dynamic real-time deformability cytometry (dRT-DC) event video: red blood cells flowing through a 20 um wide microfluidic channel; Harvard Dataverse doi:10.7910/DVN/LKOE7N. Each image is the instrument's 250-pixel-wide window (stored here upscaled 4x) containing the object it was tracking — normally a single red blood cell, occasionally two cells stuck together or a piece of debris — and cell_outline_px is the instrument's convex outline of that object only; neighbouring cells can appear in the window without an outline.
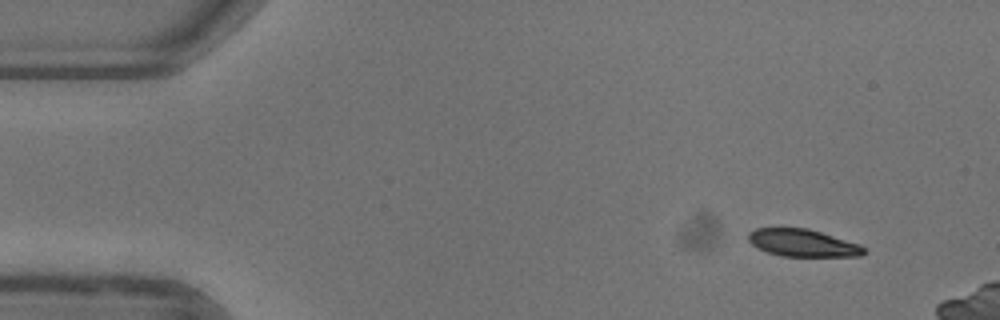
{"species": "common noctule bat (a hibernating species)", "species_latin": "Nyctalus noctula", "temperature_condition": "warm", "stored_images_in_passage": 12, "camera_frame_rate_fps": 3000, "um_per_image_px": 0.085, "animal": {"sex": "female"}, "frame": {"image": 1, "passage_image": 1, "time_ms": 0.0, "image_size_px": [1000, 320], "cell_outline_px": [[868, 252], [860, 256], [780, 256], [768, 252], [752, 244], [748, 240], [748, 232], [756, 228], [808, 228], [860, 244]], "centroid_in_image_um": [68.25, 20.65], "position_along_channel_um": 16.8, "area_um2": 18.38}}
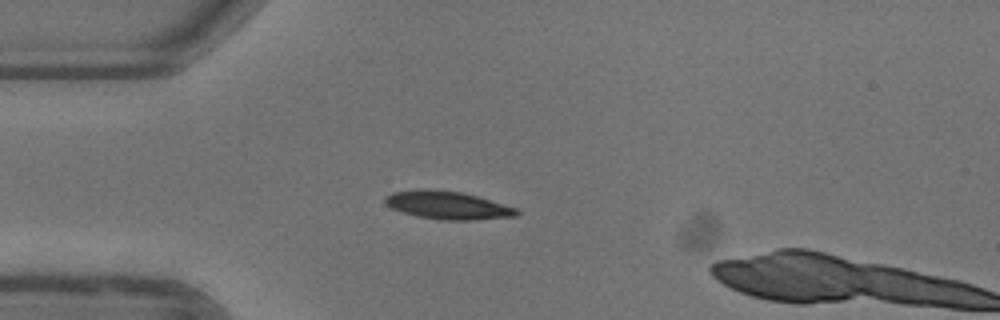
{"frame": {"image": 2, "passage_image": 10, "time_ms": 3.0, "image_size_px": [1000, 320], "cell_outline_px": [[520, 212], [516, 216], [472, 220], [444, 220], [416, 216], [400, 212], [384, 204], [384, 196], [392, 192], [424, 188], [460, 192], [476, 196], [520, 208]], "centroid_in_image_um": [38.03, 17.44], "position_along_channel_um": 47.0, "area_um2": 21.68}}